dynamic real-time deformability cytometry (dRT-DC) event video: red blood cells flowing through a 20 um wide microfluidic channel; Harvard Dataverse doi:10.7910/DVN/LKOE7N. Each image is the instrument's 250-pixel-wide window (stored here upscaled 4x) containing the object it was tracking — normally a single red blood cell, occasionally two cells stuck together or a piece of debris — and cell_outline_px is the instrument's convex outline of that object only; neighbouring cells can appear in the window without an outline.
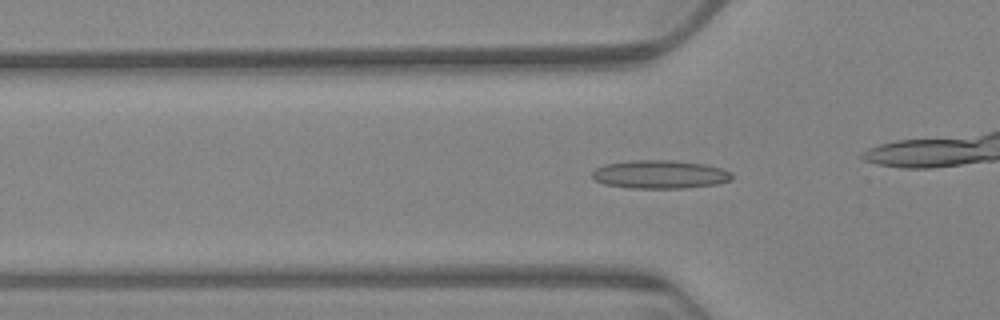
{"species": "Egyptian fruit bat (a non-hibernating species)", "species_latin": "Rousettus aegyptiacus", "temperature_condition": "warm", "stored_images_in_passage": 34, "camera_frame_rate_fps": 3000, "um_per_image_px": 0.085, "animal": {"sex": "female"}, "frame": {"image": 1, "passage_image": 4, "time_ms": 1.0, "image_size_px": [1000, 320], "cell_outline_px": [[732, 180], [716, 184], [684, 188], [632, 188], [604, 184], [596, 180], [592, 176], [592, 172], [596, 168], [604, 164], [628, 160], [676, 160], [704, 164], [720, 168], [728, 172], [732, 176]], "centroid_in_image_um": [56.06, 14.81], "position_along_channel_um": 69.7, "area_um2": 23.06}}
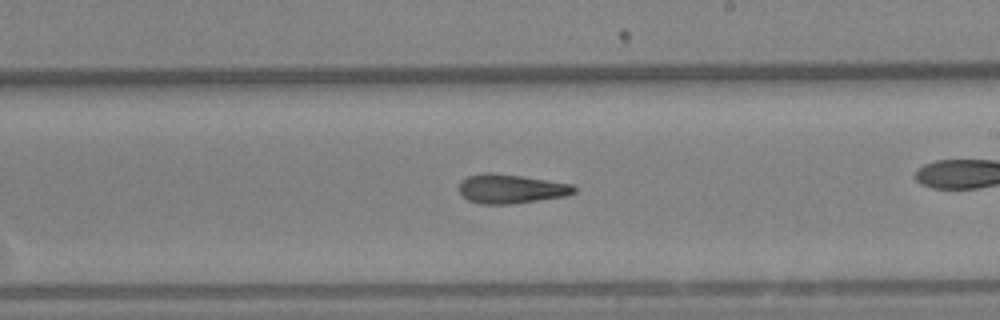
{"frame": {"image": 2, "passage_image": 20, "time_ms": 6.333, "image_size_px": [1000, 320], "cell_outline_px": [[576, 192], [564, 196], [508, 204], [480, 204], [468, 200], [460, 192], [460, 180], [468, 176], [484, 172], [488, 172], [520, 176], [572, 184], [576, 188]], "centroid_in_image_um": [43.4, 16.04], "position_along_channel_um": 245.6, "area_um2": 19.25}}
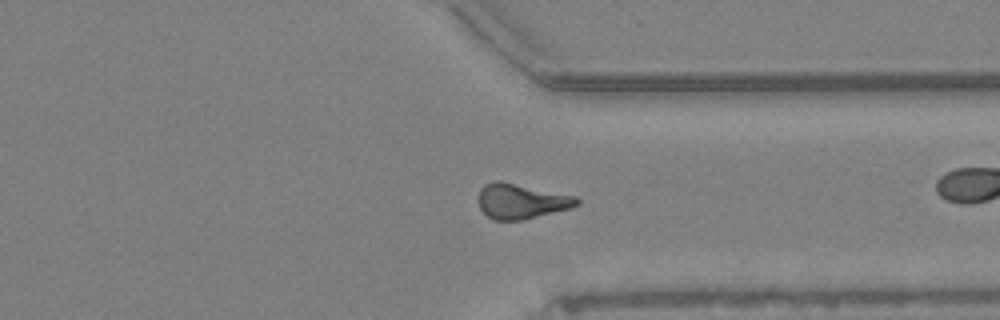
{"frame": {"image": 3, "passage_image": 31, "time_ms": 10.0, "image_size_px": [1000, 320], "cell_outline_px": [[580, 204], [572, 208], [524, 220], [492, 220], [480, 208], [476, 200], [480, 188], [484, 184], [496, 180], [500, 180], [576, 196], [580, 200]], "centroid_in_image_um": [44.29, 17.1], "position_along_channel_um": 367.1, "area_um2": 20.52}}